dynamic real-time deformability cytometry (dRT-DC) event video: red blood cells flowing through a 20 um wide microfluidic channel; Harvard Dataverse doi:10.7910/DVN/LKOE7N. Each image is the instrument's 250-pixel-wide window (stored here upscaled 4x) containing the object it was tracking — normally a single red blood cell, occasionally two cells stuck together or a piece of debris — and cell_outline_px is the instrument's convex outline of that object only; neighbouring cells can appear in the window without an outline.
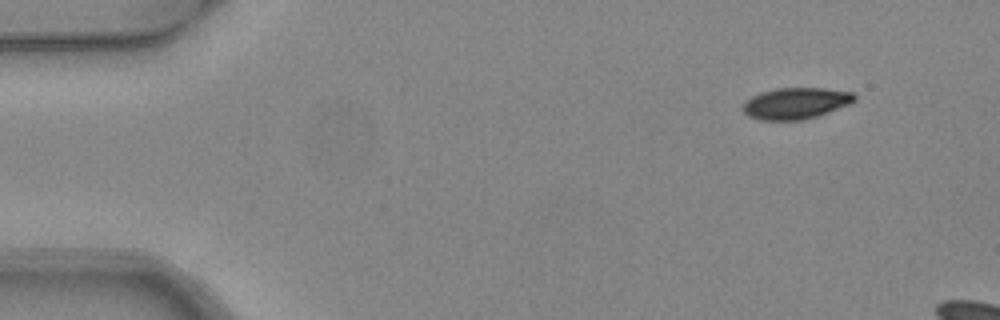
{"species": "common noctule bat (a hibernating species)", "species_latin": "Nyctalus noctula", "temperature_condition": "warm", "stored_images_in_passage": 3, "camera_frame_rate_fps": 3000, "um_per_image_px": 0.085, "animal": {"sex": "female", "body_mass_g": 24.6, "forearm_length_mm": 56.2}, "frame": {"image": 1, "passage_image": 1, "time_ms": 0.0, "image_size_px": [1000, 320], "cell_outline_px": [[856, 100], [848, 104], [828, 112], [804, 120], [760, 120], [748, 116], [740, 108], [752, 96], [760, 92], [776, 88], [824, 88], [852, 92], [856, 96]], "centroid_in_image_um": [67.62, 8.78], "position_along_channel_um": 17.4, "area_um2": 20.35}}